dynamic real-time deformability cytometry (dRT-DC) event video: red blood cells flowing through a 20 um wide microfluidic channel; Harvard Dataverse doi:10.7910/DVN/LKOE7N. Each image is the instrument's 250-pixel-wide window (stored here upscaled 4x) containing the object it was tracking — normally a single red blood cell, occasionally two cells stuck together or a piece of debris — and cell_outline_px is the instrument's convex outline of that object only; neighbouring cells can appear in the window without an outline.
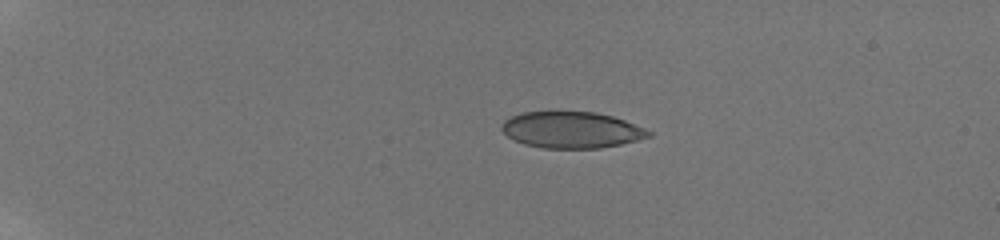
{"species": "human", "species_latin": "Homo sapiens", "temperature_condition": "room temperature", "stored_images_in_passage": 14, "camera_frame_rate_fps": 3000, "um_per_image_px": 0.085, "donor": {"sex": "male"}, "frame": {"image": 1, "passage_image": 1, "time_ms": 0.0, "image_size_px": [1000, 240], "cell_outline_px": [[652, 136], [620, 144], [600, 148], [544, 148], [524, 144], [512, 140], [500, 128], [500, 124], [504, 120], [512, 116], [524, 112], [596, 112], [612, 116], [624, 120], [644, 128], [652, 132]], "centroid_in_image_um": [48.55, 11.04], "position_along_channel_um": 36.4, "area_um2": 31.04}}
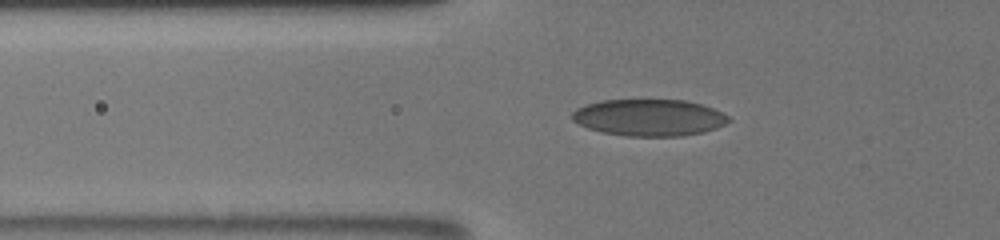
{"frame": {"image": 2, "passage_image": 10, "time_ms": 3.0, "image_size_px": [1000, 240], "cell_outline_px": [[732, 120], [716, 128], [704, 132], [680, 136], [628, 136], [604, 132], [588, 128], [572, 120], [572, 112], [576, 108], [584, 104], [600, 100], [688, 100], [712, 108], [728, 116]], "centroid_in_image_um": [55.16, 9.98], "position_along_channel_um": 70.6, "area_um2": 33.47}}
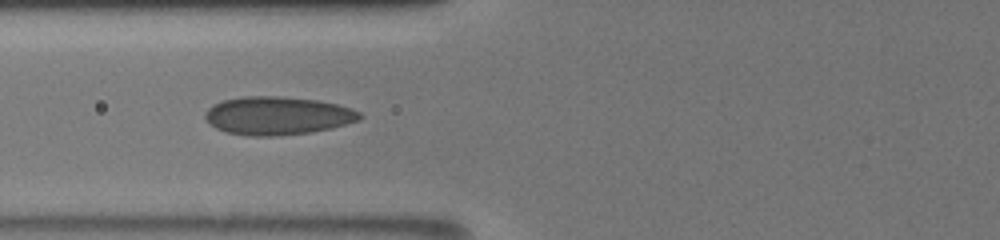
{"frame": {"image": 3, "passage_image": 13, "time_ms": 4.0, "image_size_px": [1000, 240], "cell_outline_px": [[364, 116], [360, 120], [332, 128], [312, 132], [276, 136], [248, 136], [224, 132], [208, 124], [204, 116], [204, 112], [212, 104], [224, 100], [240, 96], [280, 96], [316, 100], [336, 104], [352, 108], [360, 112]], "centroid_in_image_um": [23.57, 9.84], "position_along_channel_um": 102.2, "area_um2": 34.85}}